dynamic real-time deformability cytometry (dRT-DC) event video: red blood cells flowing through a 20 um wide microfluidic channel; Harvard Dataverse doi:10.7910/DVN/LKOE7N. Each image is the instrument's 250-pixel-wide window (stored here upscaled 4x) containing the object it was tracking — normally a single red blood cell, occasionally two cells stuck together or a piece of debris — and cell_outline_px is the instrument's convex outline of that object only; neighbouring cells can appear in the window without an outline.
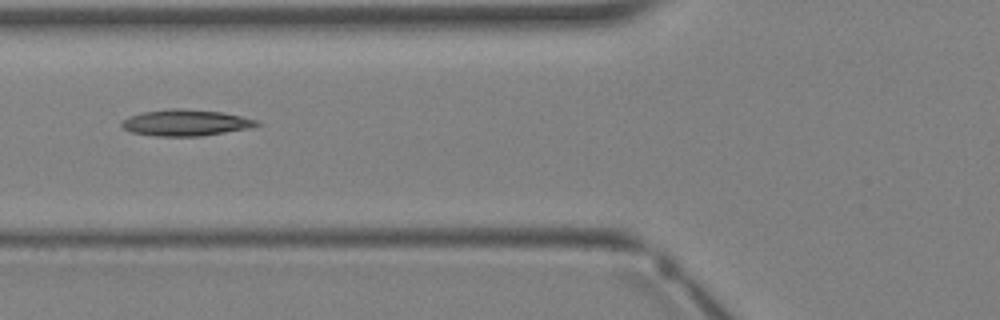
{"species": "Egyptian fruit bat (a non-hibernating species)", "species_latin": "Rousettus aegyptiacus", "temperature_condition": "warm", "stored_images_in_passage": 4, "camera_frame_rate_fps": 3000, "um_per_image_px": 0.085, "animal": {"sex": "female"}, "frame": {"image": 1, "passage_image": 4, "time_ms": 4.667, "image_size_px": [1000, 320], "cell_outline_px": [[260, 124], [252, 128], [200, 136], [156, 136], [132, 132], [124, 128], [120, 124], [120, 120], [128, 116], [144, 112], [168, 108], [180, 108], [220, 112], [240, 116], [256, 120]], "centroid_in_image_um": [15.75, 10.43], "position_along_channel_um": 110.1, "area_um2": 20.63}}